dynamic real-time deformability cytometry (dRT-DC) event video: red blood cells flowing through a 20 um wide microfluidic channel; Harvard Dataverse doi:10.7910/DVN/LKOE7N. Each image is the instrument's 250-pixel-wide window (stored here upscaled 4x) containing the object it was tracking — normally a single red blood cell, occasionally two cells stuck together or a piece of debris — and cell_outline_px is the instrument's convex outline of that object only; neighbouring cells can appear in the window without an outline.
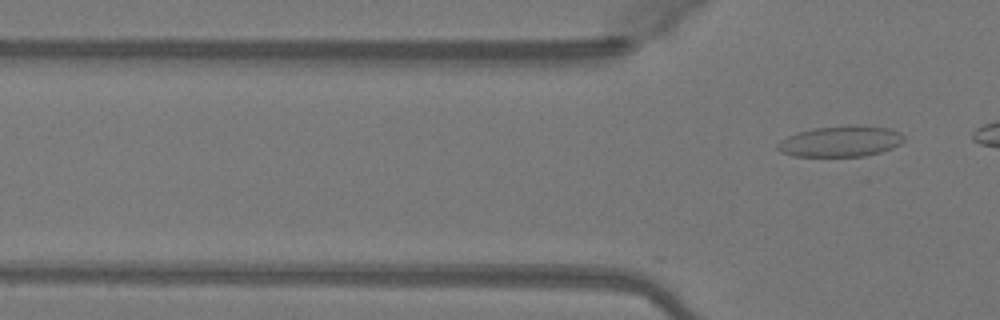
{"species": "Egyptian fruit bat (a non-hibernating species)", "species_latin": "Rousettus aegyptiacus", "temperature_condition": "warm", "stored_images_in_passage": 6, "camera_frame_rate_fps": 3000, "um_per_image_px": 0.085, "animal": {"sex": "female"}, "frame": {"image": 1, "passage_image": 6, "time_ms": 1.667, "image_size_px": [1000, 320], "cell_outline_px": [[904, 140], [900, 144], [892, 148], [880, 152], [864, 156], [792, 156], [780, 152], [776, 148], [776, 144], [780, 140], [788, 136], [812, 128], [848, 124], [856, 124], [888, 128], [900, 132], [904, 136]], "centroid_in_image_um": [71.44, 12.0], "position_along_channel_um": 54.4, "area_um2": 23.0}}